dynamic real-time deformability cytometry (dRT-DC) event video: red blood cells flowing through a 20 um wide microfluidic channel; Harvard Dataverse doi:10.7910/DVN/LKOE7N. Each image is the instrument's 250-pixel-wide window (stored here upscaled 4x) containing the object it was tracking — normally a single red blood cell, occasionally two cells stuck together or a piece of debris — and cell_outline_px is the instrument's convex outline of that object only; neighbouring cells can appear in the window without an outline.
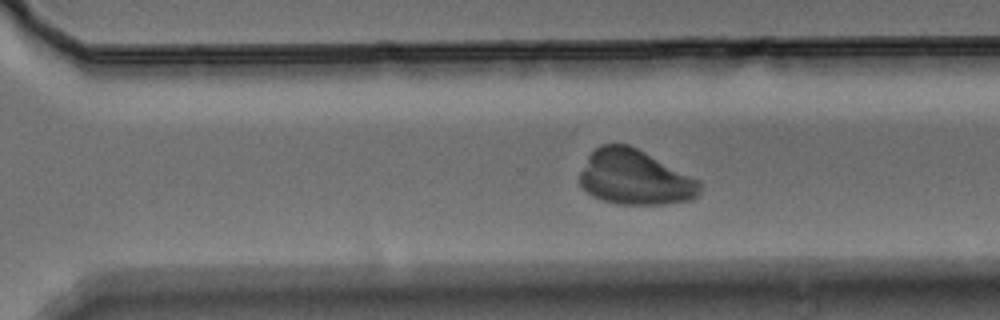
{"species": "Egyptian fruit bat (a non-hibernating species)", "species_latin": "Rousettus aegyptiacus", "temperature_condition": "warm", "stored_images_in_passage": 48, "camera_frame_rate_fps": 3000, "um_per_image_px": 0.085, "animal": {"sex": "male"}, "frame": {"image": 1, "passage_image": 36, "time_ms": 11.667, "image_size_px": [1000, 320], "cell_outline_px": [[704, 184], [700, 192], [696, 196], [688, 200], [664, 204], [616, 204], [592, 196], [580, 184], [580, 172], [588, 156], [600, 144], [628, 144], [700, 180]], "centroid_in_image_um": [53.98, 15.09], "position_along_channel_um": 316.6, "area_um2": 38.26}}